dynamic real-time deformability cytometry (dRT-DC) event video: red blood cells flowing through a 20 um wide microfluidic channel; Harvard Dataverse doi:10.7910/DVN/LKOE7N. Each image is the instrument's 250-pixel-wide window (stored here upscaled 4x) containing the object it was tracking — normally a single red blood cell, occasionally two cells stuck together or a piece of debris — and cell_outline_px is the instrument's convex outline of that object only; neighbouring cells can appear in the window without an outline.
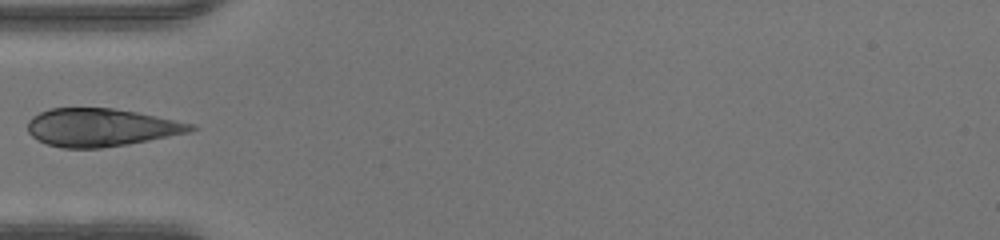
{"species": "human", "species_latin": "Homo sapiens", "temperature_condition": "warm", "stored_images_in_passage": 18, "camera_frame_rate_fps": 3000, "um_per_image_px": 0.085, "donor": {"sex": "male"}, "frame": {"image": 1, "passage_image": 1, "time_ms": 0.0, "image_size_px": [1000, 240], "cell_outline_px": [[200, 128], [188, 132], [128, 144], [100, 148], [60, 148], [48, 144], [32, 136], [28, 132], [28, 120], [32, 116], [48, 108], [112, 108], [136, 112], [196, 124]], "centroid_in_image_um": [8.58, 10.83], "position_along_channel_um": 76.4, "area_um2": 35.95}}